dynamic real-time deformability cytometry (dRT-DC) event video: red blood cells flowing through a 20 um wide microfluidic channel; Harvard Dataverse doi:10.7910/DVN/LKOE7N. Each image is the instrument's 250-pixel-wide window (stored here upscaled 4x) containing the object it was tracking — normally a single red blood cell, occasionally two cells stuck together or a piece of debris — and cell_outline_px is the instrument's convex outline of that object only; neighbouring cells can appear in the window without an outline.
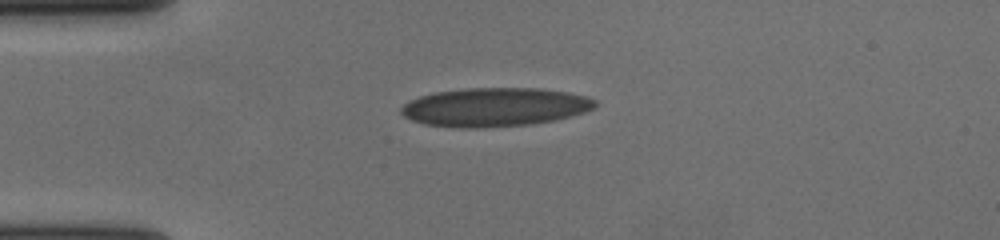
{"species": "human", "species_latin": "Homo sapiens", "temperature_condition": "cold", "stored_images_in_passage": 44, "camera_frame_rate_fps": 3000, "um_per_image_px": 0.085, "donor": {"sex": "female"}, "frame": {"image": 1, "passage_image": 1, "time_ms": 0.0, "image_size_px": [1000, 240], "cell_outline_px": [[596, 108], [584, 112], [556, 120], [532, 124], [476, 128], [460, 128], [424, 124], [412, 120], [404, 116], [400, 112], [400, 108], [408, 100], [432, 92], [468, 88], [540, 88], [568, 92], [584, 96], [596, 100]], "centroid_in_image_um": [42.04, 9.1], "position_along_channel_um": 43.0, "area_um2": 43.99}}
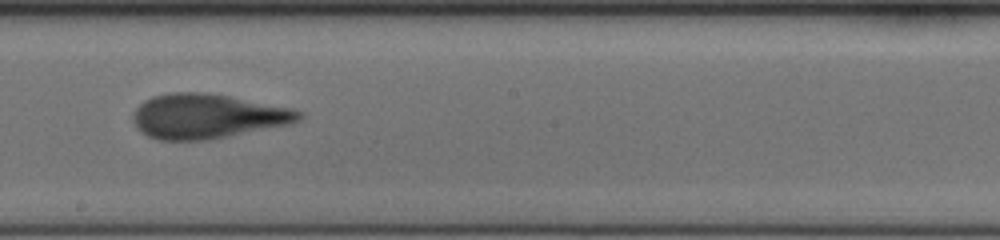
{"frame": {"image": 2, "passage_image": 19, "time_ms": 6.0, "image_size_px": [1000, 240], "cell_outline_px": [[304, 116], [300, 120], [288, 124], [208, 140], [160, 140], [148, 136], [132, 120], [132, 112], [144, 100], [152, 96], [168, 92], [204, 92], [228, 96], [292, 108], [304, 112]], "centroid_in_image_um": [17.61, 9.87], "position_along_channel_um": 230.6, "area_um2": 42.95}}
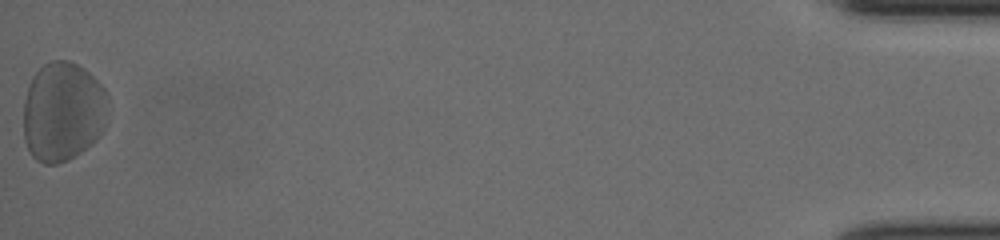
{"frame": {"image": 3, "passage_image": 44, "time_ms": 14.333, "image_size_px": [1000, 240], "cell_outline_px": [[108, 100], [104, 128], [100, 136], [92, 144], [68, 160], [56, 164], [44, 164], [36, 160], [32, 156], [24, 140], [24, 100], [32, 76], [44, 64], [52, 60], [68, 60], [84, 68], [108, 92]], "centroid_in_image_um": [5.35, 9.5], "position_along_channel_um": 429.9, "area_um2": 49.36}, "authors_computed_cell_mechanics": {"area_um2": 43.0899, "velocity_mm_per_s": 3.5808, "shape_relaxation_time_tau1_ms": null, "shape_relaxation_time_tau2_ms": 0.8777, "deformation_change_tau1": null, "deformation_change_tau2": 0.0656}}